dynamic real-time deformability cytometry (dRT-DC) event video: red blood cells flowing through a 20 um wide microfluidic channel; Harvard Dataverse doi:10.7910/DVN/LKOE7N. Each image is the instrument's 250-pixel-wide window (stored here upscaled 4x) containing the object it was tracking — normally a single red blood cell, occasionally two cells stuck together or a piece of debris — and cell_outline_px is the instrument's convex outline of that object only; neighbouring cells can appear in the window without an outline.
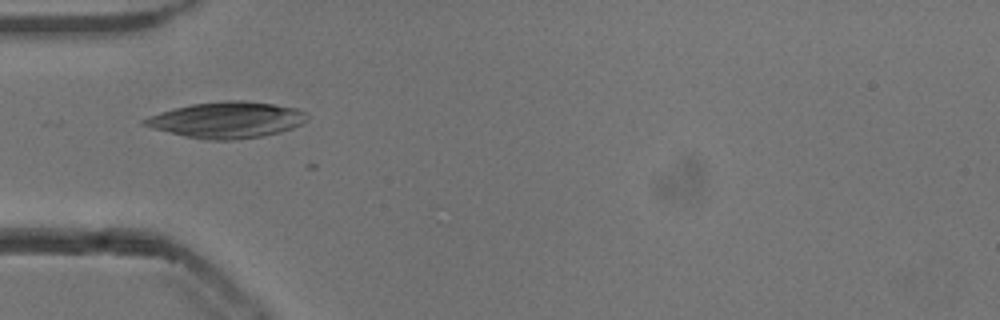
{"species": "common noctule bat (a hibernating species)", "species_latin": "Nyctalus noctula", "temperature_condition": "cold", "stored_images_in_passage": 22, "camera_frame_rate_fps": 3000, "um_per_image_px": 0.085, "animal": {"sex": "male", "body_mass_g": 13.3}, "frame": {"image": 1, "passage_image": 17, "time_ms": 5.333, "image_size_px": [1000, 320], "cell_outline_px": [[308, 120], [292, 128], [280, 132], [260, 136], [232, 140], [208, 140], [184, 136], [152, 128], [140, 124], [140, 120], [148, 116], [160, 112], [192, 104], [224, 100], [244, 100], [272, 104], [296, 108], [308, 112]], "centroid_in_image_um": [19.27, 10.19], "position_along_channel_um": 65.7, "area_um2": 34.28}}
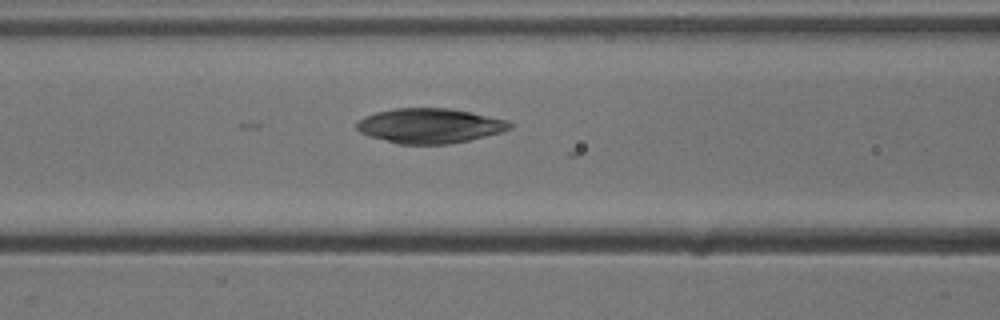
{"frame": {"image": 2, "passage_image": 22, "time_ms": 7.0, "image_size_px": [1000, 320], "cell_outline_px": [[512, 128], [504, 132], [468, 140], [448, 144], [400, 144], [368, 136], [360, 132], [356, 128], [356, 124], [364, 116], [376, 112], [396, 108], [448, 108], [472, 112], [508, 120], [512, 124]], "centroid_in_image_um": [36.55, 10.69], "position_along_channel_um": 130.0, "area_um2": 31.15}}